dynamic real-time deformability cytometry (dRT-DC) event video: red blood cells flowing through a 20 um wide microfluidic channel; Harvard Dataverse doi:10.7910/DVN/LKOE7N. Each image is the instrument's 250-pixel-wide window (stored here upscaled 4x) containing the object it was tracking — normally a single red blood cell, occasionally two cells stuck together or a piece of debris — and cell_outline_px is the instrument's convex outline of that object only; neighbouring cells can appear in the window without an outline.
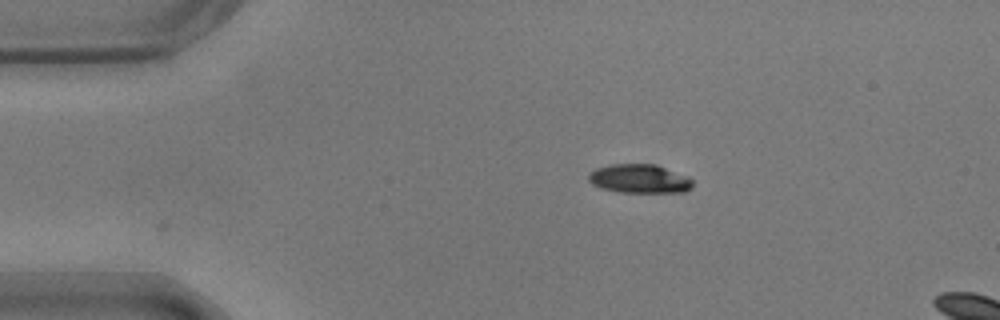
{"species": "common noctule bat (a hibernating species)", "species_latin": "Nyctalus noctula", "temperature_condition": "warm", "stored_images_in_passage": 6, "camera_frame_rate_fps": 3000, "um_per_image_px": 0.085, "animal": {"sex": "male", "body_mass_g": 17.9}, "frame": {"image": 1, "passage_image": 1, "time_ms": 0.0, "image_size_px": [1000, 320], "cell_outline_px": [[692, 188], [684, 192], [620, 192], [600, 188], [592, 184], [588, 180], [588, 176], [596, 168], [612, 164], [656, 164], [688, 176], [692, 180]], "centroid_in_image_um": [54.37, 15.19], "position_along_channel_um": 30.6, "area_um2": 17.51}}